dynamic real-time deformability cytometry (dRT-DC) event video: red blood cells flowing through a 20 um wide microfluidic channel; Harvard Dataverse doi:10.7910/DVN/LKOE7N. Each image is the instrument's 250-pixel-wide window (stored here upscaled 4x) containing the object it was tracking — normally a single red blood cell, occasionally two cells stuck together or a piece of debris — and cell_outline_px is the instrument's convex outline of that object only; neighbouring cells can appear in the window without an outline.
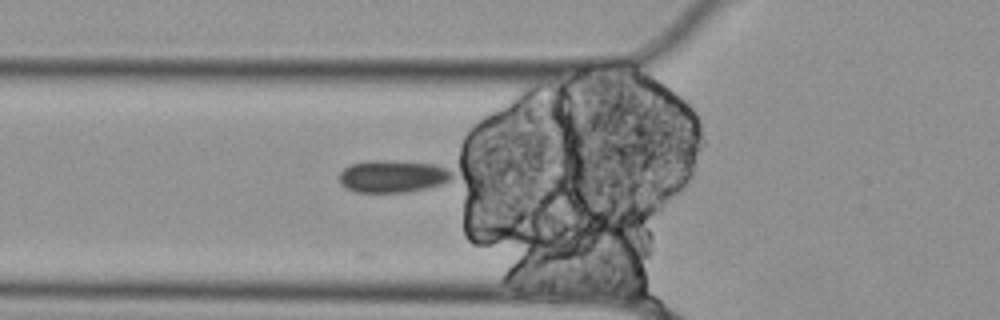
{"species": "Egyptian fruit bat (a non-hibernating species)", "species_latin": "Rousettus aegyptiacus", "temperature_condition": "cold", "stored_images_in_passage": 10, "camera_frame_rate_fps": 3000, "um_per_image_px": 0.085, "animal": {"sex": "female"}, "frame": {"image": 1, "passage_image": 2, "time_ms": 0.333, "image_size_px": [1000, 320], "cell_outline_px": [[452, 180], [444, 184], [428, 188], [408, 192], [356, 192], [340, 184], [340, 172], [348, 164], [368, 160], [380, 160], [436, 164], [448, 168], [452, 172]], "centroid_in_image_um": [33.41, 14.98], "position_along_channel_um": 92.4, "area_um2": 21.5}}
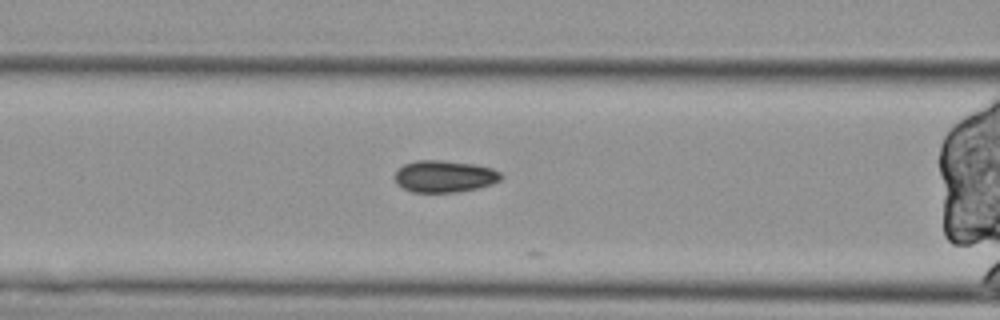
{"frame": {"image": 2, "passage_image": 5, "time_ms": 1.333, "image_size_px": [1000, 320], "cell_outline_px": [[504, 176], [500, 180], [492, 184], [476, 188], [456, 192], [412, 192], [396, 184], [392, 176], [404, 164], [416, 160], [440, 160], [472, 164], [492, 168], [500, 172]], "centroid_in_image_um": [37.75, 14.99], "position_along_channel_um": 128.8, "area_um2": 19.77}}
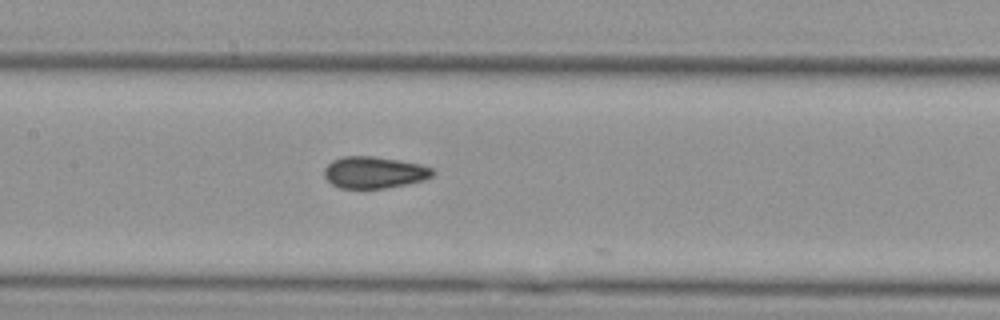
{"frame": {"image": 3, "passage_image": 9, "time_ms": 2.667, "image_size_px": [1000, 320], "cell_outline_px": [[436, 172], [432, 176], [424, 180], [408, 184], [384, 188], [340, 188], [332, 184], [324, 176], [324, 168], [332, 160], [344, 156], [372, 156], [400, 160], [420, 164], [432, 168]], "centroid_in_image_um": [31.82, 14.65], "position_along_channel_um": 175.6, "area_um2": 20.11}}